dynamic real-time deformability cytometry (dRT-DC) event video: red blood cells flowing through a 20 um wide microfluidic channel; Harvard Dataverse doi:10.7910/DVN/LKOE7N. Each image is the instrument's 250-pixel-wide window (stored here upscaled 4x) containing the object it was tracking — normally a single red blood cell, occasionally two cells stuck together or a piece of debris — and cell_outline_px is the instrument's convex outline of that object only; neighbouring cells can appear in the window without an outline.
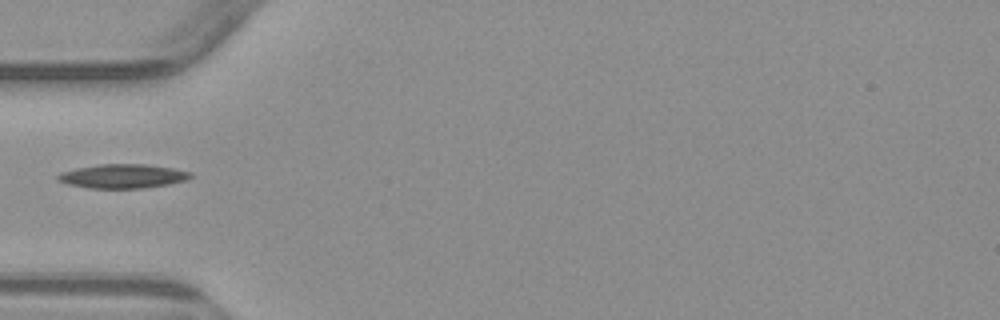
{"species": "common noctule bat (a hibernating species)", "species_latin": "Nyctalus noctula", "temperature_condition": "warm", "stored_images_in_passage": 1, "camera_frame_rate_fps": 3000, "um_per_image_px": 0.085, "animal": {"sex": "male", "body_mass_g": 23.1, "forearm_length_mm": 52.7}, "frame": {"image": 1, "passage_image": 1, "time_ms": 0.0, "image_size_px": [1000, 320], "cell_outline_px": [[192, 176], [184, 180], [168, 184], [140, 188], [92, 188], [68, 184], [56, 180], [56, 176], [60, 172], [76, 168], [100, 164], [144, 164], [172, 168], [192, 172]], "centroid_in_image_um": [10.39, 14.96], "position_along_channel_um": 74.6, "area_um2": 18.44}}